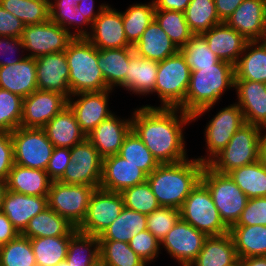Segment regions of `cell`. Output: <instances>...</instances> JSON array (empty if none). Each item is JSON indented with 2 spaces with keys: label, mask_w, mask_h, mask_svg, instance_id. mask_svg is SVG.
Returning <instances> with one entry per match:
<instances>
[{
  "label": "cell",
  "mask_w": 266,
  "mask_h": 266,
  "mask_svg": "<svg viewBox=\"0 0 266 266\" xmlns=\"http://www.w3.org/2000/svg\"><path fill=\"white\" fill-rule=\"evenodd\" d=\"M131 116L132 130L159 164L178 163L189 158L182 128L193 122L191 114L180 108L145 105L134 109Z\"/></svg>",
  "instance_id": "cell-1"
},
{
  "label": "cell",
  "mask_w": 266,
  "mask_h": 266,
  "mask_svg": "<svg viewBox=\"0 0 266 266\" xmlns=\"http://www.w3.org/2000/svg\"><path fill=\"white\" fill-rule=\"evenodd\" d=\"M204 166L196 158L160 164L147 176V182L160 206L180 210L187 196L201 181Z\"/></svg>",
  "instance_id": "cell-2"
},
{
  "label": "cell",
  "mask_w": 266,
  "mask_h": 266,
  "mask_svg": "<svg viewBox=\"0 0 266 266\" xmlns=\"http://www.w3.org/2000/svg\"><path fill=\"white\" fill-rule=\"evenodd\" d=\"M234 77V65L221 60L212 66L196 67V71H191L185 112L192 115V121L210 111L227 89L234 88Z\"/></svg>",
  "instance_id": "cell-3"
},
{
  "label": "cell",
  "mask_w": 266,
  "mask_h": 266,
  "mask_svg": "<svg viewBox=\"0 0 266 266\" xmlns=\"http://www.w3.org/2000/svg\"><path fill=\"white\" fill-rule=\"evenodd\" d=\"M69 66L70 96L107 90L98 66V49L86 38H74L65 51Z\"/></svg>",
  "instance_id": "cell-4"
},
{
  "label": "cell",
  "mask_w": 266,
  "mask_h": 266,
  "mask_svg": "<svg viewBox=\"0 0 266 266\" xmlns=\"http://www.w3.org/2000/svg\"><path fill=\"white\" fill-rule=\"evenodd\" d=\"M261 133L262 128L245 123L207 165L218 173L228 174L234 169L258 161Z\"/></svg>",
  "instance_id": "cell-5"
},
{
  "label": "cell",
  "mask_w": 266,
  "mask_h": 266,
  "mask_svg": "<svg viewBox=\"0 0 266 266\" xmlns=\"http://www.w3.org/2000/svg\"><path fill=\"white\" fill-rule=\"evenodd\" d=\"M190 67L178 51L158 62L155 89L164 108H180L185 112V96L190 84Z\"/></svg>",
  "instance_id": "cell-6"
},
{
  "label": "cell",
  "mask_w": 266,
  "mask_h": 266,
  "mask_svg": "<svg viewBox=\"0 0 266 266\" xmlns=\"http://www.w3.org/2000/svg\"><path fill=\"white\" fill-rule=\"evenodd\" d=\"M201 182L208 188L221 220L230 228L239 220L248 197L234 183L228 174H222L205 164Z\"/></svg>",
  "instance_id": "cell-7"
},
{
  "label": "cell",
  "mask_w": 266,
  "mask_h": 266,
  "mask_svg": "<svg viewBox=\"0 0 266 266\" xmlns=\"http://www.w3.org/2000/svg\"><path fill=\"white\" fill-rule=\"evenodd\" d=\"M180 218L208 237L229 233L208 188L200 181L180 208Z\"/></svg>",
  "instance_id": "cell-8"
},
{
  "label": "cell",
  "mask_w": 266,
  "mask_h": 266,
  "mask_svg": "<svg viewBox=\"0 0 266 266\" xmlns=\"http://www.w3.org/2000/svg\"><path fill=\"white\" fill-rule=\"evenodd\" d=\"M14 163L32 169L46 170L54 150L42 128L19 127L11 132Z\"/></svg>",
  "instance_id": "cell-9"
},
{
  "label": "cell",
  "mask_w": 266,
  "mask_h": 266,
  "mask_svg": "<svg viewBox=\"0 0 266 266\" xmlns=\"http://www.w3.org/2000/svg\"><path fill=\"white\" fill-rule=\"evenodd\" d=\"M94 191L95 188L89 185L53 181L47 196L48 207L78 228L86 217L89 201Z\"/></svg>",
  "instance_id": "cell-10"
},
{
  "label": "cell",
  "mask_w": 266,
  "mask_h": 266,
  "mask_svg": "<svg viewBox=\"0 0 266 266\" xmlns=\"http://www.w3.org/2000/svg\"><path fill=\"white\" fill-rule=\"evenodd\" d=\"M71 162L59 182L73 185H89L99 188L103 157L94 145L85 139L70 148Z\"/></svg>",
  "instance_id": "cell-11"
},
{
  "label": "cell",
  "mask_w": 266,
  "mask_h": 266,
  "mask_svg": "<svg viewBox=\"0 0 266 266\" xmlns=\"http://www.w3.org/2000/svg\"><path fill=\"white\" fill-rule=\"evenodd\" d=\"M124 207L120 193L96 188L91 195L86 217L77 230L99 237Z\"/></svg>",
  "instance_id": "cell-12"
},
{
  "label": "cell",
  "mask_w": 266,
  "mask_h": 266,
  "mask_svg": "<svg viewBox=\"0 0 266 266\" xmlns=\"http://www.w3.org/2000/svg\"><path fill=\"white\" fill-rule=\"evenodd\" d=\"M21 38L24 50L30 51L27 57L31 58L65 52L68 44L74 39L68 31L50 19L41 24L25 26Z\"/></svg>",
  "instance_id": "cell-13"
},
{
  "label": "cell",
  "mask_w": 266,
  "mask_h": 266,
  "mask_svg": "<svg viewBox=\"0 0 266 266\" xmlns=\"http://www.w3.org/2000/svg\"><path fill=\"white\" fill-rule=\"evenodd\" d=\"M245 119L237 103L222 108L207 124L205 128V142L207 156L196 158L207 164L215 155L226 147L237 130L244 125ZM207 157V158H206Z\"/></svg>",
  "instance_id": "cell-14"
},
{
  "label": "cell",
  "mask_w": 266,
  "mask_h": 266,
  "mask_svg": "<svg viewBox=\"0 0 266 266\" xmlns=\"http://www.w3.org/2000/svg\"><path fill=\"white\" fill-rule=\"evenodd\" d=\"M68 105V98L54 91L35 90L23 98L21 127L43 128Z\"/></svg>",
  "instance_id": "cell-15"
},
{
  "label": "cell",
  "mask_w": 266,
  "mask_h": 266,
  "mask_svg": "<svg viewBox=\"0 0 266 266\" xmlns=\"http://www.w3.org/2000/svg\"><path fill=\"white\" fill-rule=\"evenodd\" d=\"M207 238L206 234L180 218L161 241V249L165 248L178 264L190 265Z\"/></svg>",
  "instance_id": "cell-16"
},
{
  "label": "cell",
  "mask_w": 266,
  "mask_h": 266,
  "mask_svg": "<svg viewBox=\"0 0 266 266\" xmlns=\"http://www.w3.org/2000/svg\"><path fill=\"white\" fill-rule=\"evenodd\" d=\"M111 91V89H107L101 92H81L68 98V106L74 112L81 130L86 136L102 121L113 115L108 106V97ZM75 96L79 98L73 101L76 99Z\"/></svg>",
  "instance_id": "cell-17"
},
{
  "label": "cell",
  "mask_w": 266,
  "mask_h": 266,
  "mask_svg": "<svg viewBox=\"0 0 266 266\" xmlns=\"http://www.w3.org/2000/svg\"><path fill=\"white\" fill-rule=\"evenodd\" d=\"M85 38L102 50L133 47L125 36L122 12L111 8V5L102 10Z\"/></svg>",
  "instance_id": "cell-18"
},
{
  "label": "cell",
  "mask_w": 266,
  "mask_h": 266,
  "mask_svg": "<svg viewBox=\"0 0 266 266\" xmlns=\"http://www.w3.org/2000/svg\"><path fill=\"white\" fill-rule=\"evenodd\" d=\"M35 60L38 90L58 92L69 98V66L66 53H50Z\"/></svg>",
  "instance_id": "cell-19"
},
{
  "label": "cell",
  "mask_w": 266,
  "mask_h": 266,
  "mask_svg": "<svg viewBox=\"0 0 266 266\" xmlns=\"http://www.w3.org/2000/svg\"><path fill=\"white\" fill-rule=\"evenodd\" d=\"M147 174L136 165L127 162L119 154L103 158L100 188L122 192L147 181Z\"/></svg>",
  "instance_id": "cell-20"
},
{
  "label": "cell",
  "mask_w": 266,
  "mask_h": 266,
  "mask_svg": "<svg viewBox=\"0 0 266 266\" xmlns=\"http://www.w3.org/2000/svg\"><path fill=\"white\" fill-rule=\"evenodd\" d=\"M234 88L245 122L266 128V84L234 79Z\"/></svg>",
  "instance_id": "cell-21"
},
{
  "label": "cell",
  "mask_w": 266,
  "mask_h": 266,
  "mask_svg": "<svg viewBox=\"0 0 266 266\" xmlns=\"http://www.w3.org/2000/svg\"><path fill=\"white\" fill-rule=\"evenodd\" d=\"M132 129V119H121L113 114L102 121L87 136L98 153L103 157L118 154L124 138Z\"/></svg>",
  "instance_id": "cell-22"
},
{
  "label": "cell",
  "mask_w": 266,
  "mask_h": 266,
  "mask_svg": "<svg viewBox=\"0 0 266 266\" xmlns=\"http://www.w3.org/2000/svg\"><path fill=\"white\" fill-rule=\"evenodd\" d=\"M48 207L47 196H30L7 190L1 211L21 234L29 220Z\"/></svg>",
  "instance_id": "cell-23"
},
{
  "label": "cell",
  "mask_w": 266,
  "mask_h": 266,
  "mask_svg": "<svg viewBox=\"0 0 266 266\" xmlns=\"http://www.w3.org/2000/svg\"><path fill=\"white\" fill-rule=\"evenodd\" d=\"M202 35L205 37L210 50L221 61L234 66L248 43V40L225 22L213 26Z\"/></svg>",
  "instance_id": "cell-24"
},
{
  "label": "cell",
  "mask_w": 266,
  "mask_h": 266,
  "mask_svg": "<svg viewBox=\"0 0 266 266\" xmlns=\"http://www.w3.org/2000/svg\"><path fill=\"white\" fill-rule=\"evenodd\" d=\"M266 17V0H244L225 23L248 41H257Z\"/></svg>",
  "instance_id": "cell-25"
},
{
  "label": "cell",
  "mask_w": 266,
  "mask_h": 266,
  "mask_svg": "<svg viewBox=\"0 0 266 266\" xmlns=\"http://www.w3.org/2000/svg\"><path fill=\"white\" fill-rule=\"evenodd\" d=\"M0 88L22 98L38 89L35 58L25 57L19 63L0 67Z\"/></svg>",
  "instance_id": "cell-26"
},
{
  "label": "cell",
  "mask_w": 266,
  "mask_h": 266,
  "mask_svg": "<svg viewBox=\"0 0 266 266\" xmlns=\"http://www.w3.org/2000/svg\"><path fill=\"white\" fill-rule=\"evenodd\" d=\"M42 129L54 147L72 148L86 139V134L68 105Z\"/></svg>",
  "instance_id": "cell-27"
},
{
  "label": "cell",
  "mask_w": 266,
  "mask_h": 266,
  "mask_svg": "<svg viewBox=\"0 0 266 266\" xmlns=\"http://www.w3.org/2000/svg\"><path fill=\"white\" fill-rule=\"evenodd\" d=\"M239 257L229 233L208 237L190 266H239Z\"/></svg>",
  "instance_id": "cell-28"
},
{
  "label": "cell",
  "mask_w": 266,
  "mask_h": 266,
  "mask_svg": "<svg viewBox=\"0 0 266 266\" xmlns=\"http://www.w3.org/2000/svg\"><path fill=\"white\" fill-rule=\"evenodd\" d=\"M133 49L140 57L156 62L163 61L179 51L155 19L133 45Z\"/></svg>",
  "instance_id": "cell-29"
},
{
  "label": "cell",
  "mask_w": 266,
  "mask_h": 266,
  "mask_svg": "<svg viewBox=\"0 0 266 266\" xmlns=\"http://www.w3.org/2000/svg\"><path fill=\"white\" fill-rule=\"evenodd\" d=\"M46 170L14 164L6 180L7 190L30 196H48L51 185Z\"/></svg>",
  "instance_id": "cell-30"
},
{
  "label": "cell",
  "mask_w": 266,
  "mask_h": 266,
  "mask_svg": "<svg viewBox=\"0 0 266 266\" xmlns=\"http://www.w3.org/2000/svg\"><path fill=\"white\" fill-rule=\"evenodd\" d=\"M133 47L119 49H98V66L101 69L106 86L114 90L116 86L125 88V75L128 70Z\"/></svg>",
  "instance_id": "cell-31"
},
{
  "label": "cell",
  "mask_w": 266,
  "mask_h": 266,
  "mask_svg": "<svg viewBox=\"0 0 266 266\" xmlns=\"http://www.w3.org/2000/svg\"><path fill=\"white\" fill-rule=\"evenodd\" d=\"M158 62L140 57L135 52L130 56L125 75V89L136 95H147L154 91Z\"/></svg>",
  "instance_id": "cell-32"
},
{
  "label": "cell",
  "mask_w": 266,
  "mask_h": 266,
  "mask_svg": "<svg viewBox=\"0 0 266 266\" xmlns=\"http://www.w3.org/2000/svg\"><path fill=\"white\" fill-rule=\"evenodd\" d=\"M77 231L66 218L47 207L29 220L21 233L27 238L72 236Z\"/></svg>",
  "instance_id": "cell-33"
},
{
  "label": "cell",
  "mask_w": 266,
  "mask_h": 266,
  "mask_svg": "<svg viewBox=\"0 0 266 266\" xmlns=\"http://www.w3.org/2000/svg\"><path fill=\"white\" fill-rule=\"evenodd\" d=\"M234 72V79L266 84V46L258 41H248L234 66Z\"/></svg>",
  "instance_id": "cell-34"
},
{
  "label": "cell",
  "mask_w": 266,
  "mask_h": 266,
  "mask_svg": "<svg viewBox=\"0 0 266 266\" xmlns=\"http://www.w3.org/2000/svg\"><path fill=\"white\" fill-rule=\"evenodd\" d=\"M239 259L266 256L265 225H232L229 228Z\"/></svg>",
  "instance_id": "cell-35"
},
{
  "label": "cell",
  "mask_w": 266,
  "mask_h": 266,
  "mask_svg": "<svg viewBox=\"0 0 266 266\" xmlns=\"http://www.w3.org/2000/svg\"><path fill=\"white\" fill-rule=\"evenodd\" d=\"M144 230H147V215L124 207L98 238L128 243L131 237Z\"/></svg>",
  "instance_id": "cell-36"
},
{
  "label": "cell",
  "mask_w": 266,
  "mask_h": 266,
  "mask_svg": "<svg viewBox=\"0 0 266 266\" xmlns=\"http://www.w3.org/2000/svg\"><path fill=\"white\" fill-rule=\"evenodd\" d=\"M228 176L248 199L266 197V169L259 161L234 169Z\"/></svg>",
  "instance_id": "cell-37"
},
{
  "label": "cell",
  "mask_w": 266,
  "mask_h": 266,
  "mask_svg": "<svg viewBox=\"0 0 266 266\" xmlns=\"http://www.w3.org/2000/svg\"><path fill=\"white\" fill-rule=\"evenodd\" d=\"M50 20L68 31L74 38H85L89 32L83 25L92 27L88 19H82L79 8L71 0H54L49 6ZM75 24V26H74ZM80 25V26H79ZM69 26V27H68ZM70 26L76 27L74 33L70 31ZM83 26V29L80 28ZM73 33V34H72Z\"/></svg>",
  "instance_id": "cell-38"
},
{
  "label": "cell",
  "mask_w": 266,
  "mask_h": 266,
  "mask_svg": "<svg viewBox=\"0 0 266 266\" xmlns=\"http://www.w3.org/2000/svg\"><path fill=\"white\" fill-rule=\"evenodd\" d=\"M99 259V238L77 230L70 237L65 260L70 266H90Z\"/></svg>",
  "instance_id": "cell-39"
},
{
  "label": "cell",
  "mask_w": 266,
  "mask_h": 266,
  "mask_svg": "<svg viewBox=\"0 0 266 266\" xmlns=\"http://www.w3.org/2000/svg\"><path fill=\"white\" fill-rule=\"evenodd\" d=\"M154 1L148 4L136 3L122 11L125 36L133 46L143 35L148 25L155 19Z\"/></svg>",
  "instance_id": "cell-40"
},
{
  "label": "cell",
  "mask_w": 266,
  "mask_h": 266,
  "mask_svg": "<svg viewBox=\"0 0 266 266\" xmlns=\"http://www.w3.org/2000/svg\"><path fill=\"white\" fill-rule=\"evenodd\" d=\"M71 236L30 238L37 266H56L65 260Z\"/></svg>",
  "instance_id": "cell-41"
},
{
  "label": "cell",
  "mask_w": 266,
  "mask_h": 266,
  "mask_svg": "<svg viewBox=\"0 0 266 266\" xmlns=\"http://www.w3.org/2000/svg\"><path fill=\"white\" fill-rule=\"evenodd\" d=\"M185 19L194 35H200L213 26L222 23L219 19L214 0H190L185 10Z\"/></svg>",
  "instance_id": "cell-42"
},
{
  "label": "cell",
  "mask_w": 266,
  "mask_h": 266,
  "mask_svg": "<svg viewBox=\"0 0 266 266\" xmlns=\"http://www.w3.org/2000/svg\"><path fill=\"white\" fill-rule=\"evenodd\" d=\"M118 154L147 175H150L160 165L132 129L124 138Z\"/></svg>",
  "instance_id": "cell-43"
},
{
  "label": "cell",
  "mask_w": 266,
  "mask_h": 266,
  "mask_svg": "<svg viewBox=\"0 0 266 266\" xmlns=\"http://www.w3.org/2000/svg\"><path fill=\"white\" fill-rule=\"evenodd\" d=\"M100 260L105 266H146L128 243L115 240H99Z\"/></svg>",
  "instance_id": "cell-44"
},
{
  "label": "cell",
  "mask_w": 266,
  "mask_h": 266,
  "mask_svg": "<svg viewBox=\"0 0 266 266\" xmlns=\"http://www.w3.org/2000/svg\"><path fill=\"white\" fill-rule=\"evenodd\" d=\"M0 5L19 18L25 26L50 19L49 5L38 0H0Z\"/></svg>",
  "instance_id": "cell-45"
},
{
  "label": "cell",
  "mask_w": 266,
  "mask_h": 266,
  "mask_svg": "<svg viewBox=\"0 0 266 266\" xmlns=\"http://www.w3.org/2000/svg\"><path fill=\"white\" fill-rule=\"evenodd\" d=\"M155 20L178 49L194 35L185 19V13L172 10H155Z\"/></svg>",
  "instance_id": "cell-46"
},
{
  "label": "cell",
  "mask_w": 266,
  "mask_h": 266,
  "mask_svg": "<svg viewBox=\"0 0 266 266\" xmlns=\"http://www.w3.org/2000/svg\"><path fill=\"white\" fill-rule=\"evenodd\" d=\"M1 266H37L30 239L18 234L0 247Z\"/></svg>",
  "instance_id": "cell-47"
},
{
  "label": "cell",
  "mask_w": 266,
  "mask_h": 266,
  "mask_svg": "<svg viewBox=\"0 0 266 266\" xmlns=\"http://www.w3.org/2000/svg\"><path fill=\"white\" fill-rule=\"evenodd\" d=\"M190 71H196V67L212 66L220 61L208 47L205 37L193 35L190 40L179 49Z\"/></svg>",
  "instance_id": "cell-48"
},
{
  "label": "cell",
  "mask_w": 266,
  "mask_h": 266,
  "mask_svg": "<svg viewBox=\"0 0 266 266\" xmlns=\"http://www.w3.org/2000/svg\"><path fill=\"white\" fill-rule=\"evenodd\" d=\"M120 194L126 208L146 215L151 214L160 207L147 181L127 188L120 192Z\"/></svg>",
  "instance_id": "cell-49"
},
{
  "label": "cell",
  "mask_w": 266,
  "mask_h": 266,
  "mask_svg": "<svg viewBox=\"0 0 266 266\" xmlns=\"http://www.w3.org/2000/svg\"><path fill=\"white\" fill-rule=\"evenodd\" d=\"M23 98L0 88V131L13 132L21 126Z\"/></svg>",
  "instance_id": "cell-50"
},
{
  "label": "cell",
  "mask_w": 266,
  "mask_h": 266,
  "mask_svg": "<svg viewBox=\"0 0 266 266\" xmlns=\"http://www.w3.org/2000/svg\"><path fill=\"white\" fill-rule=\"evenodd\" d=\"M179 219L180 210L160 206L147 215V230L161 242Z\"/></svg>",
  "instance_id": "cell-51"
},
{
  "label": "cell",
  "mask_w": 266,
  "mask_h": 266,
  "mask_svg": "<svg viewBox=\"0 0 266 266\" xmlns=\"http://www.w3.org/2000/svg\"><path fill=\"white\" fill-rule=\"evenodd\" d=\"M130 248L147 264L158 257L161 242L149 231L144 230L131 237Z\"/></svg>",
  "instance_id": "cell-52"
},
{
  "label": "cell",
  "mask_w": 266,
  "mask_h": 266,
  "mask_svg": "<svg viewBox=\"0 0 266 266\" xmlns=\"http://www.w3.org/2000/svg\"><path fill=\"white\" fill-rule=\"evenodd\" d=\"M234 225H265L266 226V197L248 199L245 209Z\"/></svg>",
  "instance_id": "cell-53"
},
{
  "label": "cell",
  "mask_w": 266,
  "mask_h": 266,
  "mask_svg": "<svg viewBox=\"0 0 266 266\" xmlns=\"http://www.w3.org/2000/svg\"><path fill=\"white\" fill-rule=\"evenodd\" d=\"M70 162V148L54 147L52 156L46 169L49 179L52 182L59 181L63 177Z\"/></svg>",
  "instance_id": "cell-54"
},
{
  "label": "cell",
  "mask_w": 266,
  "mask_h": 266,
  "mask_svg": "<svg viewBox=\"0 0 266 266\" xmlns=\"http://www.w3.org/2000/svg\"><path fill=\"white\" fill-rule=\"evenodd\" d=\"M14 164L11 132L0 131V179L7 180Z\"/></svg>",
  "instance_id": "cell-55"
},
{
  "label": "cell",
  "mask_w": 266,
  "mask_h": 266,
  "mask_svg": "<svg viewBox=\"0 0 266 266\" xmlns=\"http://www.w3.org/2000/svg\"><path fill=\"white\" fill-rule=\"evenodd\" d=\"M24 27L19 18L0 5V36L20 38Z\"/></svg>",
  "instance_id": "cell-56"
},
{
  "label": "cell",
  "mask_w": 266,
  "mask_h": 266,
  "mask_svg": "<svg viewBox=\"0 0 266 266\" xmlns=\"http://www.w3.org/2000/svg\"><path fill=\"white\" fill-rule=\"evenodd\" d=\"M23 49L24 50V45L22 42V38H16V37H5V36H0V67L1 66H6V65H11V64H16L19 63L22 59L26 57L25 54H23V57H17V59H13V55L16 50ZM11 55V59L7 58ZM25 55V56H24ZM6 58L4 61L3 59ZM2 59V60H1Z\"/></svg>",
  "instance_id": "cell-57"
},
{
  "label": "cell",
  "mask_w": 266,
  "mask_h": 266,
  "mask_svg": "<svg viewBox=\"0 0 266 266\" xmlns=\"http://www.w3.org/2000/svg\"><path fill=\"white\" fill-rule=\"evenodd\" d=\"M18 234L8 217L0 210V247L13 240Z\"/></svg>",
  "instance_id": "cell-58"
},
{
  "label": "cell",
  "mask_w": 266,
  "mask_h": 266,
  "mask_svg": "<svg viewBox=\"0 0 266 266\" xmlns=\"http://www.w3.org/2000/svg\"><path fill=\"white\" fill-rule=\"evenodd\" d=\"M244 0H214L219 19L225 22Z\"/></svg>",
  "instance_id": "cell-59"
},
{
  "label": "cell",
  "mask_w": 266,
  "mask_h": 266,
  "mask_svg": "<svg viewBox=\"0 0 266 266\" xmlns=\"http://www.w3.org/2000/svg\"><path fill=\"white\" fill-rule=\"evenodd\" d=\"M107 5L108 4L102 3L98 7L99 10L96 11L97 13L94 12V1L82 0L76 5V7L79 8L82 19H88V21L92 24Z\"/></svg>",
  "instance_id": "cell-60"
},
{
  "label": "cell",
  "mask_w": 266,
  "mask_h": 266,
  "mask_svg": "<svg viewBox=\"0 0 266 266\" xmlns=\"http://www.w3.org/2000/svg\"><path fill=\"white\" fill-rule=\"evenodd\" d=\"M156 10H172L185 12L190 0H153Z\"/></svg>",
  "instance_id": "cell-61"
},
{
  "label": "cell",
  "mask_w": 266,
  "mask_h": 266,
  "mask_svg": "<svg viewBox=\"0 0 266 266\" xmlns=\"http://www.w3.org/2000/svg\"><path fill=\"white\" fill-rule=\"evenodd\" d=\"M239 266H266V256H253L240 259Z\"/></svg>",
  "instance_id": "cell-62"
},
{
  "label": "cell",
  "mask_w": 266,
  "mask_h": 266,
  "mask_svg": "<svg viewBox=\"0 0 266 266\" xmlns=\"http://www.w3.org/2000/svg\"><path fill=\"white\" fill-rule=\"evenodd\" d=\"M266 128H263L260 137V147H259V163L266 169Z\"/></svg>",
  "instance_id": "cell-63"
},
{
  "label": "cell",
  "mask_w": 266,
  "mask_h": 266,
  "mask_svg": "<svg viewBox=\"0 0 266 266\" xmlns=\"http://www.w3.org/2000/svg\"><path fill=\"white\" fill-rule=\"evenodd\" d=\"M7 191L6 181L0 179V210L2 207V202L4 200L5 193Z\"/></svg>",
  "instance_id": "cell-64"
},
{
  "label": "cell",
  "mask_w": 266,
  "mask_h": 266,
  "mask_svg": "<svg viewBox=\"0 0 266 266\" xmlns=\"http://www.w3.org/2000/svg\"><path fill=\"white\" fill-rule=\"evenodd\" d=\"M260 44L265 45L266 46V17L265 20L263 22V27H262V32L261 35L259 37V39L257 40Z\"/></svg>",
  "instance_id": "cell-65"
},
{
  "label": "cell",
  "mask_w": 266,
  "mask_h": 266,
  "mask_svg": "<svg viewBox=\"0 0 266 266\" xmlns=\"http://www.w3.org/2000/svg\"><path fill=\"white\" fill-rule=\"evenodd\" d=\"M56 266H70V264L66 260H63L59 262Z\"/></svg>",
  "instance_id": "cell-66"
},
{
  "label": "cell",
  "mask_w": 266,
  "mask_h": 266,
  "mask_svg": "<svg viewBox=\"0 0 266 266\" xmlns=\"http://www.w3.org/2000/svg\"><path fill=\"white\" fill-rule=\"evenodd\" d=\"M90 266H105V265H104L103 262L99 259L97 262L93 263V264L90 265Z\"/></svg>",
  "instance_id": "cell-67"
},
{
  "label": "cell",
  "mask_w": 266,
  "mask_h": 266,
  "mask_svg": "<svg viewBox=\"0 0 266 266\" xmlns=\"http://www.w3.org/2000/svg\"><path fill=\"white\" fill-rule=\"evenodd\" d=\"M71 1L77 5L82 0H71ZM83 1H94V0H83Z\"/></svg>",
  "instance_id": "cell-68"
},
{
  "label": "cell",
  "mask_w": 266,
  "mask_h": 266,
  "mask_svg": "<svg viewBox=\"0 0 266 266\" xmlns=\"http://www.w3.org/2000/svg\"><path fill=\"white\" fill-rule=\"evenodd\" d=\"M38 1H42V2H44V3H47L49 6H50V4H51V2H52V0L50 1V0H38Z\"/></svg>",
  "instance_id": "cell-69"
}]
</instances>
